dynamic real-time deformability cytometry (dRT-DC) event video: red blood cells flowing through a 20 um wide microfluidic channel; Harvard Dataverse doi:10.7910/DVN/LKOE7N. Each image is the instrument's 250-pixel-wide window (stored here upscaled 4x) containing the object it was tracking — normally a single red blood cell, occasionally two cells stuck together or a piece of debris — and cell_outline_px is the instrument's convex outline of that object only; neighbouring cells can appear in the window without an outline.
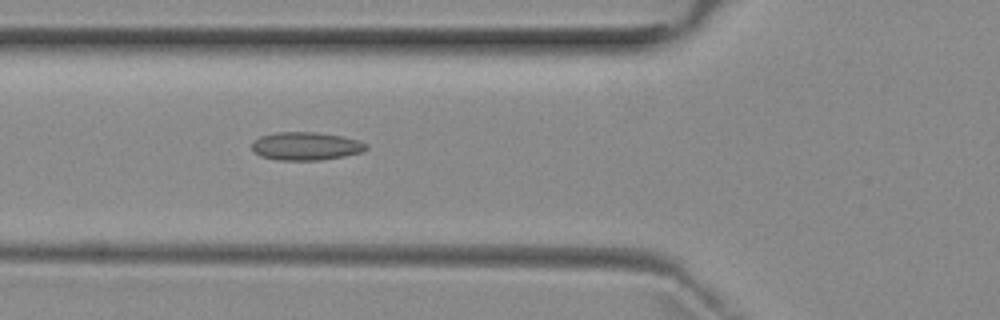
{"species": "common noctule bat (a hibernating species)", "species_latin": "Nyctalus noctula", "temperature_condition": "room temperature", "stored_images_in_passage": 4, "camera_frame_rate_fps": 3000, "um_per_image_px": 0.085, "animal": {"sex": "female", "body_mass_g": 29.2, "forearm_length_mm": 56.3}, "frame": {"image": 1, "passage_image": 4, "time_ms": 3.667, "image_size_px": [1000, 320], "cell_outline_px": [[368, 148], [364, 152], [344, 156], [320, 160], [280, 160], [260, 156], [252, 148], [252, 140], [260, 136], [276, 132], [316, 132], [344, 136], [368, 144]], "centroid_in_image_um": [26.02, 12.41], "position_along_channel_um": 99.8, "area_um2": 18.84}}